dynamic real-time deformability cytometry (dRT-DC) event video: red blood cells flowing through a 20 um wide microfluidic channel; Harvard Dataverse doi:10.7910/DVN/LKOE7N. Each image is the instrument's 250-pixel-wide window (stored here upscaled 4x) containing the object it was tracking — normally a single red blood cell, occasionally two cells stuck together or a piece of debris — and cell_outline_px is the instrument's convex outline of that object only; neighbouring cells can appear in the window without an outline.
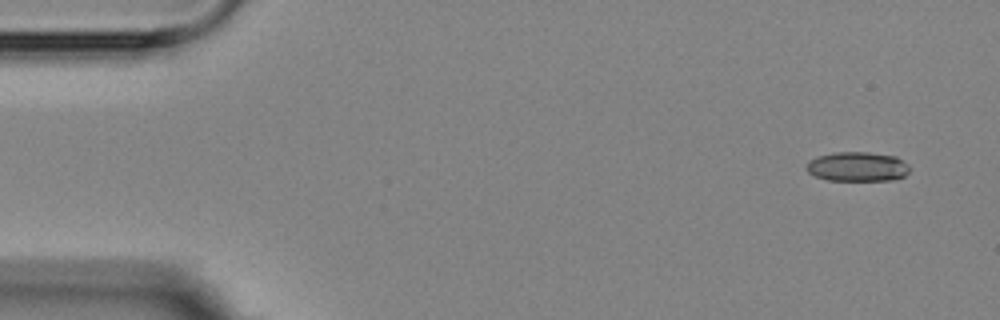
{"species": "Egyptian fruit bat (a non-hibernating species)", "species_latin": "Rousettus aegyptiacus", "temperature_condition": "room temperature", "stored_images_in_passage": 8, "camera_frame_rate_fps": 3000, "um_per_image_px": 0.085, "animal": {"sex": "female"}, "frame": {"image": 1, "passage_image": 1, "time_ms": 0.0, "image_size_px": [1000, 320], "cell_outline_px": [[908, 172], [904, 176], [892, 180], [828, 180], [816, 176], [808, 172], [804, 168], [808, 160], [832, 152], [868, 152], [896, 156], [908, 164]], "centroid_in_image_um": [72.86, 14.16], "position_along_channel_um": 12.1, "area_um2": 17.74}}
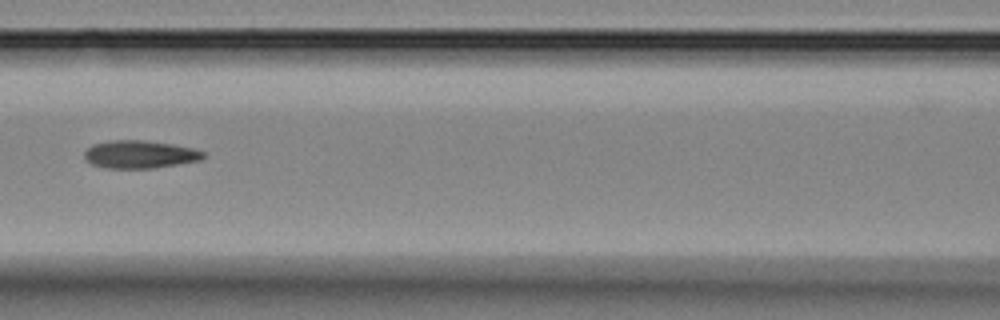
{"frame": {"image": 2, "passage_image": 6, "time_ms": 7.0, "image_size_px": [1000, 320], "cell_outline_px": [[204, 156], [200, 160], [152, 168], [108, 168], [92, 164], [84, 156], [84, 152], [92, 144], [112, 140], [144, 140], [172, 144], [192, 148], [204, 152]], "centroid_in_image_um": [11.86, 13.11], "position_along_channel_um": 154.7, "area_um2": 19.02}}
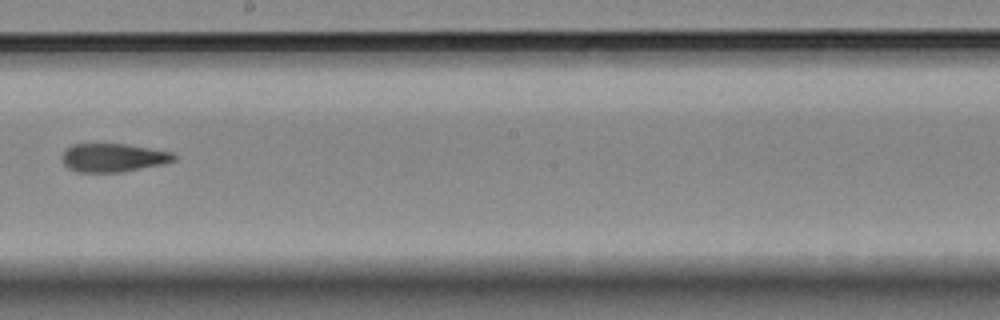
{"frame": {"image": 3, "passage_image": 8, "time_ms": 9.333, "image_size_px": [1000, 320], "cell_outline_px": [[176, 160], [164, 164], [120, 172], [76, 172], [68, 168], [60, 160], [60, 156], [64, 148], [72, 144], [124, 144], [172, 152], [176, 156]], "centroid_in_image_um": [9.56, 13.4], "position_along_channel_um": 238.6, "area_um2": 18.73}}